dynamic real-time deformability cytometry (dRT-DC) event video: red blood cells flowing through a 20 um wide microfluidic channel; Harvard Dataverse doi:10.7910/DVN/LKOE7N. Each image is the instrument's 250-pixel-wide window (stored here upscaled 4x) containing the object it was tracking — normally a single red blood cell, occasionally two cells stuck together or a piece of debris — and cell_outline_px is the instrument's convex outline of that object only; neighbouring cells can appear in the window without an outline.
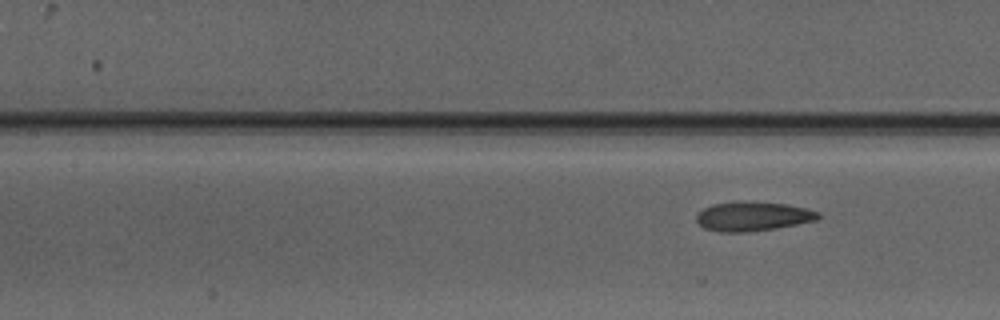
{"species": "Egyptian fruit bat (a non-hibernating species)", "species_latin": "Rousettus aegyptiacus", "temperature_condition": "warm", "stored_images_in_passage": 4, "camera_frame_rate_fps": 3000, "um_per_image_px": 0.085, "animal": {"sex": "male"}, "frame": {"image": 1, "passage_image": 4, "time_ms": 3.667, "image_size_px": [1000, 320], "cell_outline_px": [[824, 216], [816, 220], [776, 228], [748, 232], [720, 232], [704, 228], [696, 220], [696, 212], [712, 204], [736, 200], [740, 200], [788, 204], [820, 212]], "centroid_in_image_um": [63.98, 18.37], "position_along_channel_um": 143.4, "area_um2": 21.15}}